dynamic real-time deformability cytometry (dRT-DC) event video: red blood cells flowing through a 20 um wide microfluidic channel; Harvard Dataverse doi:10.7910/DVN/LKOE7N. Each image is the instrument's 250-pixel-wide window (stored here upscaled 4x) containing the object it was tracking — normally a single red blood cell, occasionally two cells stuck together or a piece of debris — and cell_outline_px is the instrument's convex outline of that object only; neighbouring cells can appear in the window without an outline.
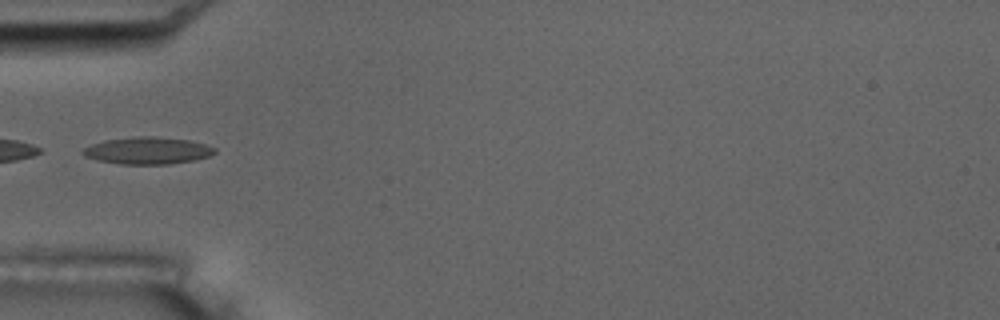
{"species": "common noctule bat (a hibernating species)", "species_latin": "Nyctalus noctula", "temperature_condition": "room temperature", "stored_images_in_passage": 5, "camera_frame_rate_fps": 3000, "um_per_image_px": 0.085, "animal": {"sex": "male", "body_mass_g": 17.5, "forearm_length_mm": 52.3}, "frame": {"image": 1, "passage_image": 5, "time_ms": 4.333, "image_size_px": [1000, 320], "cell_outline_px": [[216, 152], [208, 156], [196, 160], [168, 164], [120, 164], [96, 160], [84, 156], [80, 152], [84, 148], [92, 144], [104, 140], [136, 136], [156, 136], [188, 140], [204, 144], [216, 148]], "centroid_in_image_um": [12.52, 12.8], "position_along_channel_um": 72.5, "area_um2": 20.87}}